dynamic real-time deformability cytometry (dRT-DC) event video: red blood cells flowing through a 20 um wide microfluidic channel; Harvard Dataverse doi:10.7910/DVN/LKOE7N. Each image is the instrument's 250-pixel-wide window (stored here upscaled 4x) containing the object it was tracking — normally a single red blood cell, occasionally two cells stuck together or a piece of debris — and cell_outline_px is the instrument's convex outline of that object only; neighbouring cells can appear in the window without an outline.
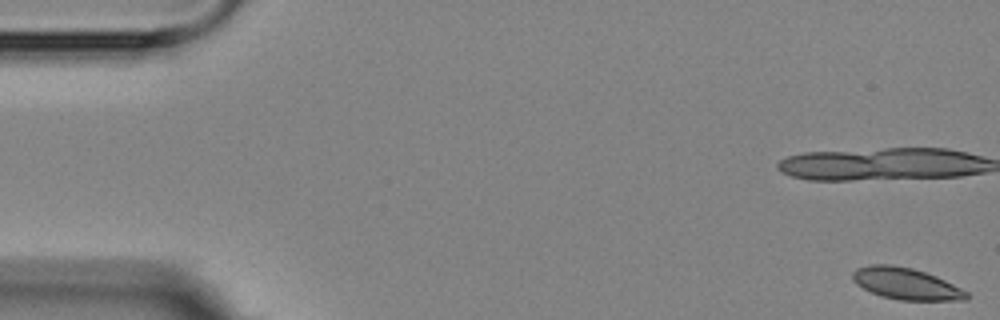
{"species": "Egyptian fruit bat (a non-hibernating species)", "species_latin": "Rousettus aegyptiacus", "temperature_condition": "room temperature", "stored_images_in_passage": 5, "segment_of_instrument_passage": [2, 2], "camera_frame_rate_fps": 3000, "um_per_image_px": 0.085, "animal": {"sex": "female"}, "frame": {"image": 1, "passage_image": 5, "time_ms": 5.667, "image_size_px": [1000, 320], "cell_outline_px": [[968, 300], [900, 300], [880, 296], [856, 284], [852, 280], [852, 272], [856, 268], [868, 264], [892, 264], [912, 268], [936, 276], [968, 292]], "centroid_in_image_um": [76.97, 24.1], "position_along_channel_um": 8.0, "area_um2": 20.98}}